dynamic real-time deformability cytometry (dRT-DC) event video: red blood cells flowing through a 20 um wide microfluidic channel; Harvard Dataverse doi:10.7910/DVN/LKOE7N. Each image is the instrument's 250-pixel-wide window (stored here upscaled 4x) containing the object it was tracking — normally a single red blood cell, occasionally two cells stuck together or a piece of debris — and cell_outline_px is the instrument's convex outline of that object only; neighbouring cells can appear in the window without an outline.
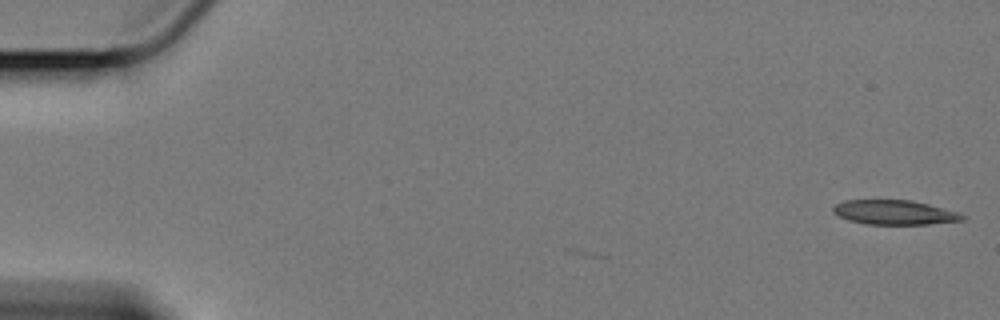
{"species": "Egyptian fruit bat (a non-hibernating species)", "species_latin": "Rousettus aegyptiacus", "temperature_condition": "cold", "stored_images_in_passage": 2, "camera_frame_rate_fps": 3000, "um_per_image_px": 0.085, "animal": {"sex": "female"}, "frame": {"image": 1, "passage_image": 2, "time_ms": 0.333, "image_size_px": [1000, 320], "cell_outline_px": [[964, 220], [928, 224], [868, 224], [848, 220], [832, 212], [832, 208], [836, 204], [844, 200], [908, 200], [928, 204], [956, 212], [964, 216]], "centroid_in_image_um": [75.98, 18.05], "position_along_channel_um": 9.0, "area_um2": 18.15}}